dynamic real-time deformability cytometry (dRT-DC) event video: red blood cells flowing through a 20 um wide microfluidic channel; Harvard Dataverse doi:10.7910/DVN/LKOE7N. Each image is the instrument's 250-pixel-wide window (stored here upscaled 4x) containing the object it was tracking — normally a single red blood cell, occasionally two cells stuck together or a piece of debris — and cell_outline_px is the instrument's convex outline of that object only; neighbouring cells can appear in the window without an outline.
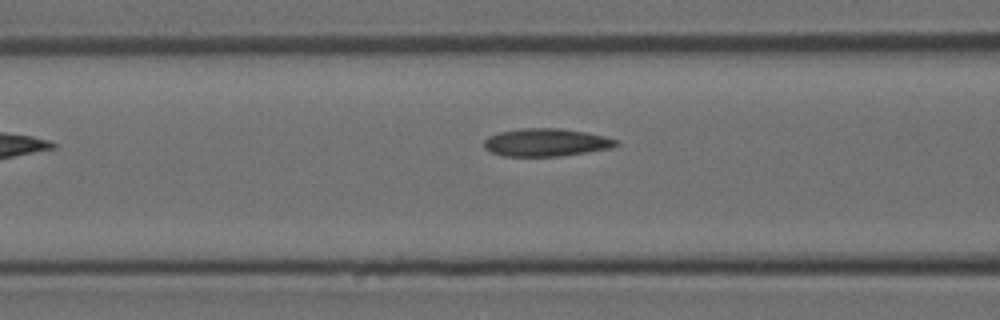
{"species": "Egyptian fruit bat (a non-hibernating species)", "species_latin": "Rousettus aegyptiacus", "temperature_condition": "room temperature", "stored_images_in_passage": 5, "camera_frame_rate_fps": 3000, "um_per_image_px": 0.085, "animal": {"sex": "female"}, "frame": {"image": 1, "passage_image": 5, "time_ms": 1.333, "image_size_px": [1000, 320], "cell_outline_px": [[620, 144], [612, 148], [560, 156], [504, 156], [492, 152], [484, 148], [484, 140], [488, 136], [500, 132], [520, 128], [560, 128], [584, 132], [604, 136], [620, 140]], "centroid_in_image_um": [46.44, 12.1], "position_along_channel_um": 120.2, "area_um2": 21.44}}